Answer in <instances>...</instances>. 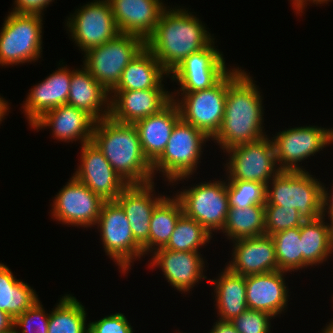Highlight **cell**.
Listing matches in <instances>:
<instances>
[{"mask_svg":"<svg viewBox=\"0 0 333 333\" xmlns=\"http://www.w3.org/2000/svg\"><path fill=\"white\" fill-rule=\"evenodd\" d=\"M245 70L227 72V94L221 127L211 139L224 151L265 136L263 105L259 87Z\"/></svg>","mask_w":333,"mask_h":333,"instance_id":"cell-1","label":"cell"},{"mask_svg":"<svg viewBox=\"0 0 333 333\" xmlns=\"http://www.w3.org/2000/svg\"><path fill=\"white\" fill-rule=\"evenodd\" d=\"M213 40L199 18L185 8L171 7L161 13L145 46L170 75L186 57L206 48Z\"/></svg>","mask_w":333,"mask_h":333,"instance_id":"cell-2","label":"cell"},{"mask_svg":"<svg viewBox=\"0 0 333 333\" xmlns=\"http://www.w3.org/2000/svg\"><path fill=\"white\" fill-rule=\"evenodd\" d=\"M92 141L128 185L154 180L152 164L143 153L134 124L120 123L110 117L96 121Z\"/></svg>","mask_w":333,"mask_h":333,"instance_id":"cell-3","label":"cell"},{"mask_svg":"<svg viewBox=\"0 0 333 333\" xmlns=\"http://www.w3.org/2000/svg\"><path fill=\"white\" fill-rule=\"evenodd\" d=\"M320 182L306 170L280 171L272 182L266 185L264 205L295 208L303 221H313L321 216L322 184Z\"/></svg>","mask_w":333,"mask_h":333,"instance_id":"cell-4","label":"cell"},{"mask_svg":"<svg viewBox=\"0 0 333 333\" xmlns=\"http://www.w3.org/2000/svg\"><path fill=\"white\" fill-rule=\"evenodd\" d=\"M209 139L204 132L180 118L171 132L164 152L152 164L153 176L159 171L169 183L190 178L199 164L203 153L202 146Z\"/></svg>","mask_w":333,"mask_h":333,"instance_id":"cell-5","label":"cell"},{"mask_svg":"<svg viewBox=\"0 0 333 333\" xmlns=\"http://www.w3.org/2000/svg\"><path fill=\"white\" fill-rule=\"evenodd\" d=\"M42 15L9 12L0 31V65L36 62L42 55Z\"/></svg>","mask_w":333,"mask_h":333,"instance_id":"cell-6","label":"cell"},{"mask_svg":"<svg viewBox=\"0 0 333 333\" xmlns=\"http://www.w3.org/2000/svg\"><path fill=\"white\" fill-rule=\"evenodd\" d=\"M145 47V40L132 34H119L85 52L83 65L109 92L119 82L123 70Z\"/></svg>","mask_w":333,"mask_h":333,"instance_id":"cell-7","label":"cell"},{"mask_svg":"<svg viewBox=\"0 0 333 333\" xmlns=\"http://www.w3.org/2000/svg\"><path fill=\"white\" fill-rule=\"evenodd\" d=\"M175 197L182 205L183 214L196 220L211 235L223 229L229 209L227 181L201 182L179 191Z\"/></svg>","mask_w":333,"mask_h":333,"instance_id":"cell-8","label":"cell"},{"mask_svg":"<svg viewBox=\"0 0 333 333\" xmlns=\"http://www.w3.org/2000/svg\"><path fill=\"white\" fill-rule=\"evenodd\" d=\"M224 152L230 157L225 164L227 180L267 185L281 171L277 166L273 141L268 136L233 146Z\"/></svg>","mask_w":333,"mask_h":333,"instance_id":"cell-9","label":"cell"},{"mask_svg":"<svg viewBox=\"0 0 333 333\" xmlns=\"http://www.w3.org/2000/svg\"><path fill=\"white\" fill-rule=\"evenodd\" d=\"M96 225L105 253L127 273L131 263L143 256V249L134 240L124 210L116 201H105Z\"/></svg>","mask_w":333,"mask_h":333,"instance_id":"cell-10","label":"cell"},{"mask_svg":"<svg viewBox=\"0 0 333 333\" xmlns=\"http://www.w3.org/2000/svg\"><path fill=\"white\" fill-rule=\"evenodd\" d=\"M227 73L212 87L195 92H181L173 99L181 118L204 132L210 139L219 131L225 110Z\"/></svg>","mask_w":333,"mask_h":333,"instance_id":"cell-11","label":"cell"},{"mask_svg":"<svg viewBox=\"0 0 333 333\" xmlns=\"http://www.w3.org/2000/svg\"><path fill=\"white\" fill-rule=\"evenodd\" d=\"M74 14V15H73ZM65 24L73 42L84 53L120 34L109 0H94L77 9Z\"/></svg>","mask_w":333,"mask_h":333,"instance_id":"cell-12","label":"cell"},{"mask_svg":"<svg viewBox=\"0 0 333 333\" xmlns=\"http://www.w3.org/2000/svg\"><path fill=\"white\" fill-rule=\"evenodd\" d=\"M104 202L100 196L72 176L57 193L51 216L62 224L91 228L96 225Z\"/></svg>","mask_w":333,"mask_h":333,"instance_id":"cell-13","label":"cell"},{"mask_svg":"<svg viewBox=\"0 0 333 333\" xmlns=\"http://www.w3.org/2000/svg\"><path fill=\"white\" fill-rule=\"evenodd\" d=\"M271 139L281 171H305L300 162L329 145L328 128L316 126L289 128L278 132Z\"/></svg>","mask_w":333,"mask_h":333,"instance_id":"cell-14","label":"cell"},{"mask_svg":"<svg viewBox=\"0 0 333 333\" xmlns=\"http://www.w3.org/2000/svg\"><path fill=\"white\" fill-rule=\"evenodd\" d=\"M214 41L206 48L186 57L171 73L172 81L180 84V92H195L215 85L230 69L226 68L223 54L215 49ZM174 94V95H173ZM179 94V95H178Z\"/></svg>","mask_w":333,"mask_h":333,"instance_id":"cell-15","label":"cell"},{"mask_svg":"<svg viewBox=\"0 0 333 333\" xmlns=\"http://www.w3.org/2000/svg\"><path fill=\"white\" fill-rule=\"evenodd\" d=\"M73 176L104 201H115L128 186L93 141L81 146L80 165Z\"/></svg>","mask_w":333,"mask_h":333,"instance_id":"cell-16","label":"cell"},{"mask_svg":"<svg viewBox=\"0 0 333 333\" xmlns=\"http://www.w3.org/2000/svg\"><path fill=\"white\" fill-rule=\"evenodd\" d=\"M154 181L145 184H129L116 198L130 223L135 242L149 253V226L151 214L166 196H155ZM152 193V194H151Z\"/></svg>","mask_w":333,"mask_h":333,"instance_id":"cell-17","label":"cell"},{"mask_svg":"<svg viewBox=\"0 0 333 333\" xmlns=\"http://www.w3.org/2000/svg\"><path fill=\"white\" fill-rule=\"evenodd\" d=\"M109 96V117L120 123L131 124L159 112L172 100L170 91L165 88L111 90Z\"/></svg>","mask_w":333,"mask_h":333,"instance_id":"cell-18","label":"cell"},{"mask_svg":"<svg viewBox=\"0 0 333 333\" xmlns=\"http://www.w3.org/2000/svg\"><path fill=\"white\" fill-rule=\"evenodd\" d=\"M152 254L150 266L160 267L167 282L182 293L191 291L201 279H207L203 274L205 260L200 252L160 248Z\"/></svg>","mask_w":333,"mask_h":333,"instance_id":"cell-19","label":"cell"},{"mask_svg":"<svg viewBox=\"0 0 333 333\" xmlns=\"http://www.w3.org/2000/svg\"><path fill=\"white\" fill-rule=\"evenodd\" d=\"M232 243L233 259L226 266L232 273L249 276L279 270L271 236L243 238Z\"/></svg>","mask_w":333,"mask_h":333,"instance_id":"cell-20","label":"cell"},{"mask_svg":"<svg viewBox=\"0 0 333 333\" xmlns=\"http://www.w3.org/2000/svg\"><path fill=\"white\" fill-rule=\"evenodd\" d=\"M95 122L85 111L63 104L46 111L30 127L37 130L51 127L55 139L64 142L80 140L83 145L92 141Z\"/></svg>","mask_w":333,"mask_h":333,"instance_id":"cell-21","label":"cell"},{"mask_svg":"<svg viewBox=\"0 0 333 333\" xmlns=\"http://www.w3.org/2000/svg\"><path fill=\"white\" fill-rule=\"evenodd\" d=\"M121 34L146 39L153 33L161 13L167 8L162 0H109Z\"/></svg>","mask_w":333,"mask_h":333,"instance_id":"cell-22","label":"cell"},{"mask_svg":"<svg viewBox=\"0 0 333 333\" xmlns=\"http://www.w3.org/2000/svg\"><path fill=\"white\" fill-rule=\"evenodd\" d=\"M284 273L286 271L277 270L245 276L248 309L263 311L273 317L286 310L289 291Z\"/></svg>","mask_w":333,"mask_h":333,"instance_id":"cell-23","label":"cell"},{"mask_svg":"<svg viewBox=\"0 0 333 333\" xmlns=\"http://www.w3.org/2000/svg\"><path fill=\"white\" fill-rule=\"evenodd\" d=\"M72 71L67 67H58L46 79L33 86L22 109L32 125L46 111L67 104L70 91Z\"/></svg>","mask_w":333,"mask_h":333,"instance_id":"cell-24","label":"cell"},{"mask_svg":"<svg viewBox=\"0 0 333 333\" xmlns=\"http://www.w3.org/2000/svg\"><path fill=\"white\" fill-rule=\"evenodd\" d=\"M180 118L178 105L172 99L159 112L134 123L143 153L151 164L164 152L171 132Z\"/></svg>","mask_w":333,"mask_h":333,"instance_id":"cell-25","label":"cell"},{"mask_svg":"<svg viewBox=\"0 0 333 333\" xmlns=\"http://www.w3.org/2000/svg\"><path fill=\"white\" fill-rule=\"evenodd\" d=\"M67 104L85 111L95 121L110 116L109 91L85 67L72 70Z\"/></svg>","mask_w":333,"mask_h":333,"instance_id":"cell-26","label":"cell"},{"mask_svg":"<svg viewBox=\"0 0 333 333\" xmlns=\"http://www.w3.org/2000/svg\"><path fill=\"white\" fill-rule=\"evenodd\" d=\"M169 74L145 46L123 70L121 78L112 90H145L164 88L163 77Z\"/></svg>","mask_w":333,"mask_h":333,"instance_id":"cell-27","label":"cell"},{"mask_svg":"<svg viewBox=\"0 0 333 333\" xmlns=\"http://www.w3.org/2000/svg\"><path fill=\"white\" fill-rule=\"evenodd\" d=\"M218 279H209L214 286L220 321H231L248 309L245 276L232 273L227 267Z\"/></svg>","mask_w":333,"mask_h":333,"instance_id":"cell-28","label":"cell"},{"mask_svg":"<svg viewBox=\"0 0 333 333\" xmlns=\"http://www.w3.org/2000/svg\"><path fill=\"white\" fill-rule=\"evenodd\" d=\"M319 217L304 221L300 226V239L303 256V269L326 262L332 254V226Z\"/></svg>","mask_w":333,"mask_h":333,"instance_id":"cell-29","label":"cell"},{"mask_svg":"<svg viewBox=\"0 0 333 333\" xmlns=\"http://www.w3.org/2000/svg\"><path fill=\"white\" fill-rule=\"evenodd\" d=\"M39 301L36 291L17 280L8 266L0 263V310L13 319Z\"/></svg>","mask_w":333,"mask_h":333,"instance_id":"cell-30","label":"cell"},{"mask_svg":"<svg viewBox=\"0 0 333 333\" xmlns=\"http://www.w3.org/2000/svg\"><path fill=\"white\" fill-rule=\"evenodd\" d=\"M183 215L180 201L165 197L153 210L149 226V253L164 248L170 240L175 225Z\"/></svg>","mask_w":333,"mask_h":333,"instance_id":"cell-31","label":"cell"},{"mask_svg":"<svg viewBox=\"0 0 333 333\" xmlns=\"http://www.w3.org/2000/svg\"><path fill=\"white\" fill-rule=\"evenodd\" d=\"M222 232L232 241L265 235L264 205L229 207Z\"/></svg>","mask_w":333,"mask_h":333,"instance_id":"cell-32","label":"cell"},{"mask_svg":"<svg viewBox=\"0 0 333 333\" xmlns=\"http://www.w3.org/2000/svg\"><path fill=\"white\" fill-rule=\"evenodd\" d=\"M50 313L48 333H89L85 307L73 295L62 296Z\"/></svg>","mask_w":333,"mask_h":333,"instance_id":"cell-33","label":"cell"},{"mask_svg":"<svg viewBox=\"0 0 333 333\" xmlns=\"http://www.w3.org/2000/svg\"><path fill=\"white\" fill-rule=\"evenodd\" d=\"M210 239H212V235L200 223L183 214L177 221L164 249L199 252V248L209 243Z\"/></svg>","mask_w":333,"mask_h":333,"instance_id":"cell-34","label":"cell"},{"mask_svg":"<svg viewBox=\"0 0 333 333\" xmlns=\"http://www.w3.org/2000/svg\"><path fill=\"white\" fill-rule=\"evenodd\" d=\"M278 268L292 272L303 268L300 227L286 229L272 236Z\"/></svg>","mask_w":333,"mask_h":333,"instance_id":"cell-35","label":"cell"},{"mask_svg":"<svg viewBox=\"0 0 333 333\" xmlns=\"http://www.w3.org/2000/svg\"><path fill=\"white\" fill-rule=\"evenodd\" d=\"M229 207L243 209L266 203V185L253 181L226 180Z\"/></svg>","mask_w":333,"mask_h":333,"instance_id":"cell-36","label":"cell"},{"mask_svg":"<svg viewBox=\"0 0 333 333\" xmlns=\"http://www.w3.org/2000/svg\"><path fill=\"white\" fill-rule=\"evenodd\" d=\"M265 235L272 236L286 229L300 227L304 222L295 208L279 205H264Z\"/></svg>","mask_w":333,"mask_h":333,"instance_id":"cell-37","label":"cell"},{"mask_svg":"<svg viewBox=\"0 0 333 333\" xmlns=\"http://www.w3.org/2000/svg\"><path fill=\"white\" fill-rule=\"evenodd\" d=\"M49 319L50 313H45L43 305L37 301L14 319L15 333H20L18 331L20 328H22L21 333H48Z\"/></svg>","mask_w":333,"mask_h":333,"instance_id":"cell-38","label":"cell"},{"mask_svg":"<svg viewBox=\"0 0 333 333\" xmlns=\"http://www.w3.org/2000/svg\"><path fill=\"white\" fill-rule=\"evenodd\" d=\"M272 318L266 312L247 309L229 322L239 333H270Z\"/></svg>","mask_w":333,"mask_h":333,"instance_id":"cell-39","label":"cell"},{"mask_svg":"<svg viewBox=\"0 0 333 333\" xmlns=\"http://www.w3.org/2000/svg\"><path fill=\"white\" fill-rule=\"evenodd\" d=\"M88 325L89 333H133V327L121 312L89 322Z\"/></svg>","mask_w":333,"mask_h":333,"instance_id":"cell-40","label":"cell"},{"mask_svg":"<svg viewBox=\"0 0 333 333\" xmlns=\"http://www.w3.org/2000/svg\"><path fill=\"white\" fill-rule=\"evenodd\" d=\"M54 0H15L12 12L41 14L42 11Z\"/></svg>","mask_w":333,"mask_h":333,"instance_id":"cell-41","label":"cell"},{"mask_svg":"<svg viewBox=\"0 0 333 333\" xmlns=\"http://www.w3.org/2000/svg\"><path fill=\"white\" fill-rule=\"evenodd\" d=\"M325 188L326 187L322 185L321 217L324 218L327 212L328 218L330 217L331 219L330 225L333 226V190H332L333 188L330 191L331 193H328V191H326Z\"/></svg>","mask_w":333,"mask_h":333,"instance_id":"cell-42","label":"cell"},{"mask_svg":"<svg viewBox=\"0 0 333 333\" xmlns=\"http://www.w3.org/2000/svg\"><path fill=\"white\" fill-rule=\"evenodd\" d=\"M210 333H239L229 321L217 320Z\"/></svg>","mask_w":333,"mask_h":333,"instance_id":"cell-43","label":"cell"},{"mask_svg":"<svg viewBox=\"0 0 333 333\" xmlns=\"http://www.w3.org/2000/svg\"><path fill=\"white\" fill-rule=\"evenodd\" d=\"M15 331L14 319L4 311L0 310V332Z\"/></svg>","mask_w":333,"mask_h":333,"instance_id":"cell-44","label":"cell"},{"mask_svg":"<svg viewBox=\"0 0 333 333\" xmlns=\"http://www.w3.org/2000/svg\"><path fill=\"white\" fill-rule=\"evenodd\" d=\"M8 101H6L3 97L0 96V123L4 119L7 112H9Z\"/></svg>","mask_w":333,"mask_h":333,"instance_id":"cell-45","label":"cell"},{"mask_svg":"<svg viewBox=\"0 0 333 333\" xmlns=\"http://www.w3.org/2000/svg\"><path fill=\"white\" fill-rule=\"evenodd\" d=\"M322 333H333V320L325 327Z\"/></svg>","mask_w":333,"mask_h":333,"instance_id":"cell-46","label":"cell"},{"mask_svg":"<svg viewBox=\"0 0 333 333\" xmlns=\"http://www.w3.org/2000/svg\"><path fill=\"white\" fill-rule=\"evenodd\" d=\"M333 144V129H328V144Z\"/></svg>","mask_w":333,"mask_h":333,"instance_id":"cell-47","label":"cell"},{"mask_svg":"<svg viewBox=\"0 0 333 333\" xmlns=\"http://www.w3.org/2000/svg\"><path fill=\"white\" fill-rule=\"evenodd\" d=\"M308 1H309V3L312 2V3L316 4V5H317V4L320 5V4H323V3H326V4H327L328 1H331V2H332L333 0H308Z\"/></svg>","mask_w":333,"mask_h":333,"instance_id":"cell-48","label":"cell"},{"mask_svg":"<svg viewBox=\"0 0 333 333\" xmlns=\"http://www.w3.org/2000/svg\"><path fill=\"white\" fill-rule=\"evenodd\" d=\"M332 241H331V249H332V253H333V226H332V237H331Z\"/></svg>","mask_w":333,"mask_h":333,"instance_id":"cell-49","label":"cell"},{"mask_svg":"<svg viewBox=\"0 0 333 333\" xmlns=\"http://www.w3.org/2000/svg\"><path fill=\"white\" fill-rule=\"evenodd\" d=\"M0 333H15V331H3V332H0Z\"/></svg>","mask_w":333,"mask_h":333,"instance_id":"cell-50","label":"cell"}]
</instances>
